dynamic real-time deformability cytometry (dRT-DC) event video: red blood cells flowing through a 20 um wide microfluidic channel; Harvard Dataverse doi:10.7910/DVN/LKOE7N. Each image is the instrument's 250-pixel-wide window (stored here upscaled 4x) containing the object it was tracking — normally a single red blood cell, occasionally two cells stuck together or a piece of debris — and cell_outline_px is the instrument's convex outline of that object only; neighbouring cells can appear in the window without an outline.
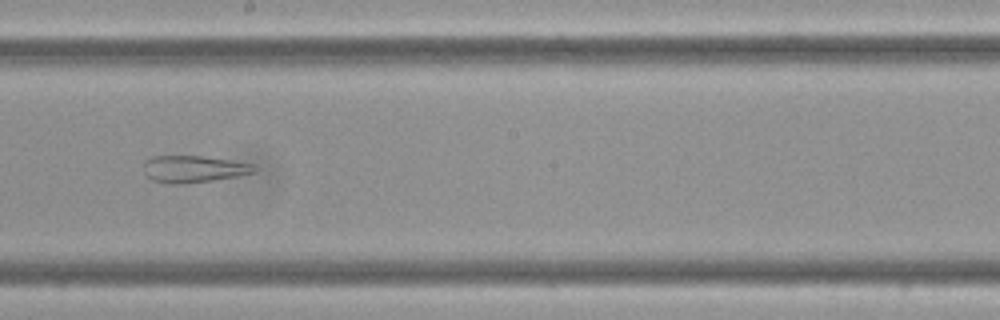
{"species": "Egyptian fruit bat (a non-hibernating species)", "species_latin": "Rousettus aegyptiacus", "temperature_condition": "cold", "stored_images_in_passage": 9, "camera_frame_rate_fps": 3000, "um_per_image_px": 0.085, "frame": {"image": 1, "passage_image": 7, "time_ms": 2.0, "image_size_px": [1000, 320], "cell_outline_px": [[256, 172], [236, 176], [212, 180], [184, 184], [168, 184], [152, 180], [144, 172], [144, 160], [152, 156], [204, 156], [252, 164], [256, 168]], "centroid_in_image_um": [16.41, 14.37], "position_along_channel_um": 231.8, "area_um2": 17.28}}
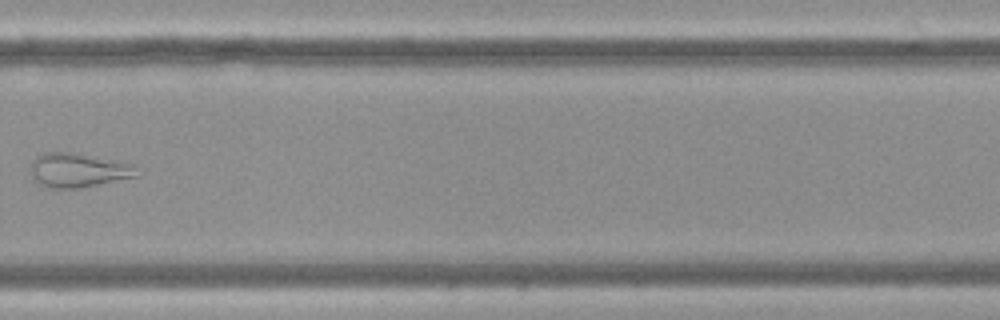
{"frame": {"image": 2, "passage_image": 9, "time_ms": 2.667, "image_size_px": [1000, 320], "cell_outline_px": [[144, 172], [140, 176], [76, 188], [52, 188], [40, 184], [32, 180], [28, 172], [28, 168], [32, 160], [36, 156], [48, 152], [76, 152], [136, 164]], "centroid_in_image_um": [6.69, 14.45], "position_along_channel_um": 323.1, "area_um2": 21.91}}